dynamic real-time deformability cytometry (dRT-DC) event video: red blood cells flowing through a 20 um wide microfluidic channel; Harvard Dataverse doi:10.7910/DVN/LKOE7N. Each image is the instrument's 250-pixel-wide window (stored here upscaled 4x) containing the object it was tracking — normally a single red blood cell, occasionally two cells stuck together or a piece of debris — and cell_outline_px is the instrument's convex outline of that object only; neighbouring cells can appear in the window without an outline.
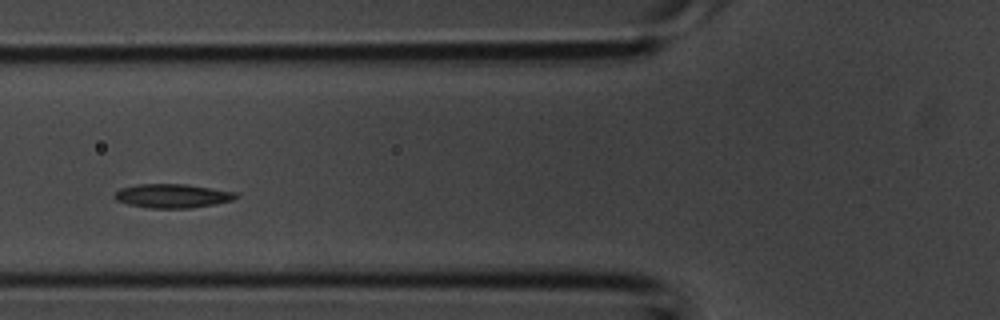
{"species": "common noctule bat (a hibernating species)", "species_latin": "Nyctalus noctula", "temperature_condition": "room temperature", "stored_images_in_passage": 3, "camera_frame_rate_fps": 3000, "um_per_image_px": 0.085, "animal": {"sex": "male", "body_mass_g": 20.1, "forearm_length_mm": 53.5}, "frame": {"image": 1, "passage_image": 3, "time_ms": 0.667, "image_size_px": [1000, 320], "cell_outline_px": [[240, 196], [232, 200], [192, 208], [148, 208], [128, 204], [116, 200], [112, 196], [120, 188], [140, 184], [184, 184], [212, 188], [236, 192]], "centroid_in_image_um": [14.64, 16.65], "position_along_channel_um": 111.2, "area_um2": 16.88}}